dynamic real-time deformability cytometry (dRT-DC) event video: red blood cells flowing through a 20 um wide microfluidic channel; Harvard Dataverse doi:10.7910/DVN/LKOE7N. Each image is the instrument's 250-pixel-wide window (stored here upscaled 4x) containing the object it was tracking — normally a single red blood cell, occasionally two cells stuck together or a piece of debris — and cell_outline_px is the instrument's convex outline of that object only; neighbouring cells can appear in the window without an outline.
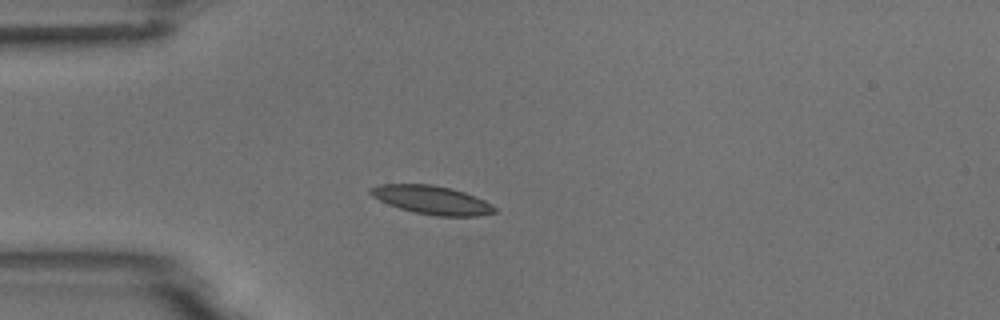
{"species": "common noctule bat (a hibernating species)", "species_latin": "Nyctalus noctula", "temperature_condition": "room temperature", "stored_images_in_passage": 4, "camera_frame_rate_fps": 3000, "um_per_image_px": 0.085, "animal": {"sex": "male", "body_mass_g": 18.8}, "frame": {"image": 1, "passage_image": 4, "time_ms": 4.333, "image_size_px": [1000, 320], "cell_outline_px": [[496, 212], [476, 216], [436, 216], [416, 212], [400, 208], [388, 204], [372, 196], [368, 192], [368, 188], [380, 184], [432, 184], [452, 188], [476, 196], [492, 204], [496, 208]], "centroid_in_image_um": [36.7, 16.98], "position_along_channel_um": 48.3, "area_um2": 20.63}}